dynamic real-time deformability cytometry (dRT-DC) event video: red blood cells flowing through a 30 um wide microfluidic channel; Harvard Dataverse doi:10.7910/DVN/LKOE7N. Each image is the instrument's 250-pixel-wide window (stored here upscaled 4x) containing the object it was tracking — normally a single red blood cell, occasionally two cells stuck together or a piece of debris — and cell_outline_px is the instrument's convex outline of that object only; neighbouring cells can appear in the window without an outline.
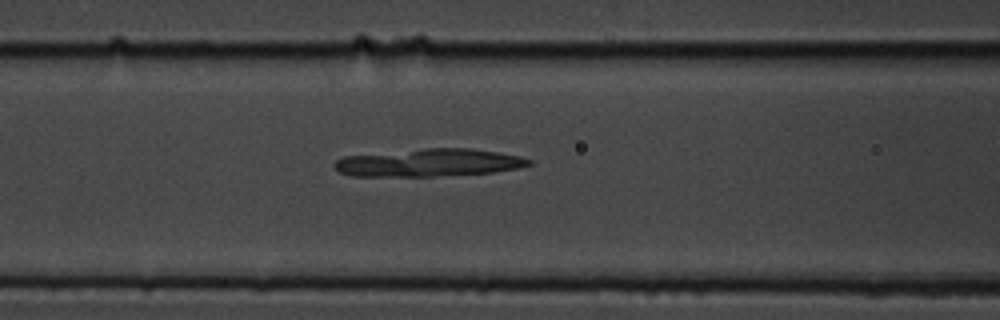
{"species": "common noctule bat (a hibernating species)", "species_latin": "Nyctalus noctula", "temperature_condition": "cold", "stored_images_in_passage": 42, "camera_frame_rate_fps": 3000, "um_per_image_px": 0.085, "animal": {"sex": "male", "body_mass_g": 19.5, "forearm_length_mm": 54.6}, "frame": {"image": 1, "passage_image": 11, "time_ms": 3.333, "image_size_px": [1000, 320], "cell_outline_px": [[532, 164], [516, 168], [492, 172], [432, 176], [352, 176], [340, 172], [332, 164], [336, 160], [344, 156], [424, 148], [472, 148], [520, 156], [532, 160]], "centroid_in_image_um": [36.43, 13.82], "position_along_channel_um": 130.2, "area_um2": 31.21}}
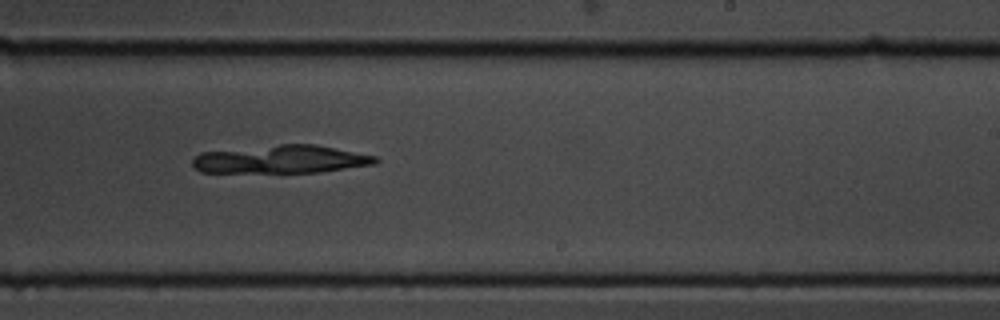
{"frame": {"image": 2, "passage_image": 22, "time_ms": 7.0, "image_size_px": [1000, 320], "cell_outline_px": [[380, 160], [376, 164], [320, 172], [200, 172], [192, 168], [192, 160], [200, 152], [280, 144], [316, 144], [376, 156]], "centroid_in_image_um": [23.88, 13.54], "position_along_channel_um": 265.1, "area_um2": 30.0}}
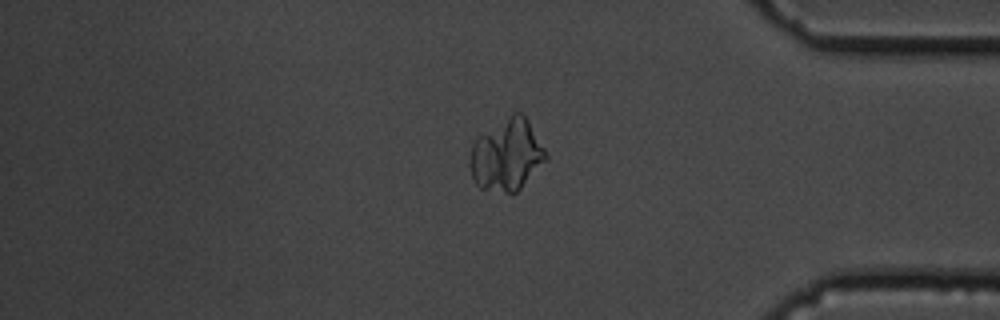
{"frame": {"image": 3, "passage_image": 34, "time_ms": 11.0, "image_size_px": [1000, 320], "cell_outline_px": [[548, 156], [520, 188], [516, 192], [504, 192], [480, 188], [476, 184], [472, 176], [468, 164], [468, 160], [472, 144], [476, 136], [512, 112], [520, 112], [528, 120], [548, 152]], "centroid_in_image_um": [43.04, 13.13], "position_along_channel_um": 392.2, "area_um2": 31.85}}